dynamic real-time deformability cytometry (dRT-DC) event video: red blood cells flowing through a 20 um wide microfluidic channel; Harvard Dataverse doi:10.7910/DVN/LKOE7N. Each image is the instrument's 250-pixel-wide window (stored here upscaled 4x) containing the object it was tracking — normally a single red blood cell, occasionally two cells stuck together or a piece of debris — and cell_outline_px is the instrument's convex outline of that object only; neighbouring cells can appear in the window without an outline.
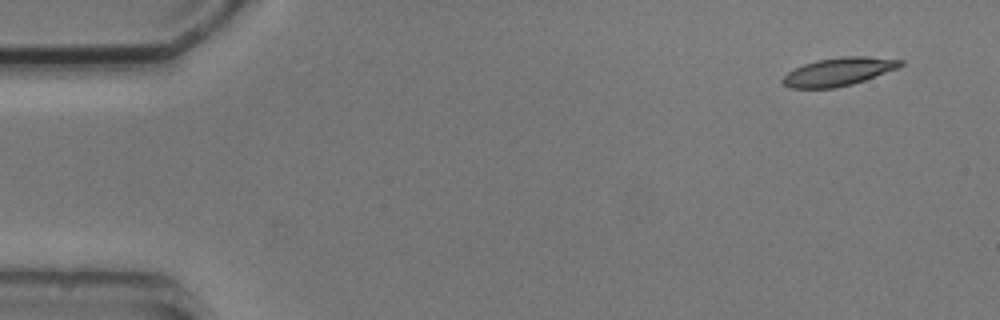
{"species": "common noctule bat (a hibernating species)", "species_latin": "Nyctalus noctula", "temperature_condition": "cold", "stored_images_in_passage": 6, "camera_frame_rate_fps": 3000, "um_per_image_px": 0.085, "animal": {"sex": "male", "body_mass_g": 20.5, "forearm_length_mm": 52.5}, "frame": {"image": 1, "passage_image": 1, "time_ms": 0.0, "image_size_px": [1000, 320], "cell_outline_px": [[904, 64], [896, 68], [864, 80], [852, 84], [832, 88], [788, 88], [784, 84], [784, 76], [788, 72], [804, 64], [816, 60], [840, 56], [868, 56], [904, 60]], "centroid_in_image_um": [71.29, 6.08], "position_along_channel_um": 13.7, "area_um2": 19.07}}
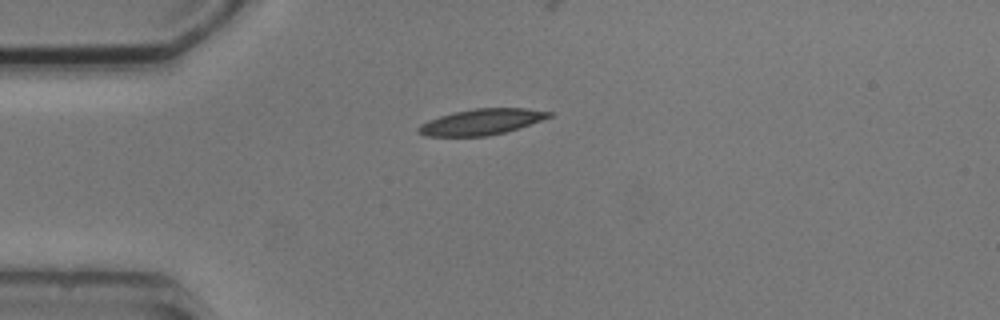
{"frame": {"image": 2, "passage_image": 4, "time_ms": 3.333, "image_size_px": [1000, 320], "cell_outline_px": [[552, 116], [504, 132], [488, 136], [424, 136], [416, 132], [416, 128], [420, 124], [428, 120], [452, 112], [476, 108], [528, 108], [552, 112]], "centroid_in_image_um": [40.85, 10.35], "position_along_channel_um": 44.1, "area_um2": 19.59}}